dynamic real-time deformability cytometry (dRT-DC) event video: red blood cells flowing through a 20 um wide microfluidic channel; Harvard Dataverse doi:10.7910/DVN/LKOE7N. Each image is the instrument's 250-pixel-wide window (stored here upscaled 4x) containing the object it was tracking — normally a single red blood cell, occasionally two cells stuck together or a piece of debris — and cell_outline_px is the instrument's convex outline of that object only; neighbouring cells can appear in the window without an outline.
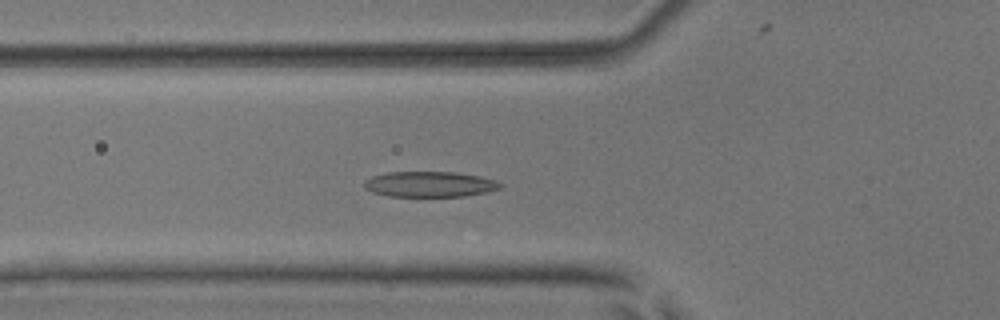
{"species": "common noctule bat (a hibernating species)", "species_latin": "Nyctalus noctula", "temperature_condition": "room temperature", "stored_images_in_passage": 53, "camera_frame_rate_fps": 3000, "um_per_image_px": 0.085, "animal": {"sex": "male", "body_mass_g": 17.9, "forearm_length_mm": 54.2}, "frame": {"image": 1, "passage_image": 18, "time_ms": 5.667, "image_size_px": [1000, 320], "cell_outline_px": [[504, 184], [500, 188], [488, 192], [464, 196], [388, 196], [372, 192], [364, 188], [364, 180], [372, 176], [388, 172], [456, 172], [480, 176], [496, 180]], "centroid_in_image_um": [36.54, 15.65], "position_along_channel_um": 89.3, "area_um2": 20.35}}
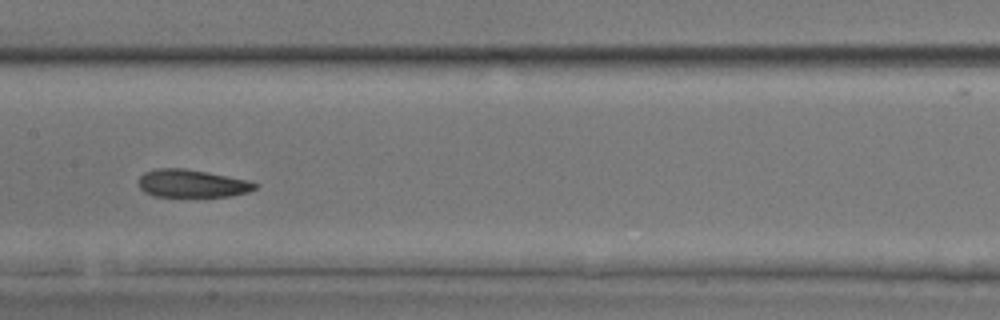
{"frame": {"image": 2, "passage_image": 26, "time_ms": 8.333, "image_size_px": [1000, 320], "cell_outline_px": [[260, 184], [256, 188], [248, 192], [228, 196], [152, 196], [144, 192], [140, 188], [140, 176], [144, 172], [156, 168], [184, 168], [208, 172], [248, 180]], "centroid_in_image_um": [16.32, 15.59], "position_along_channel_um": 191.1, "area_um2": 18.84}}
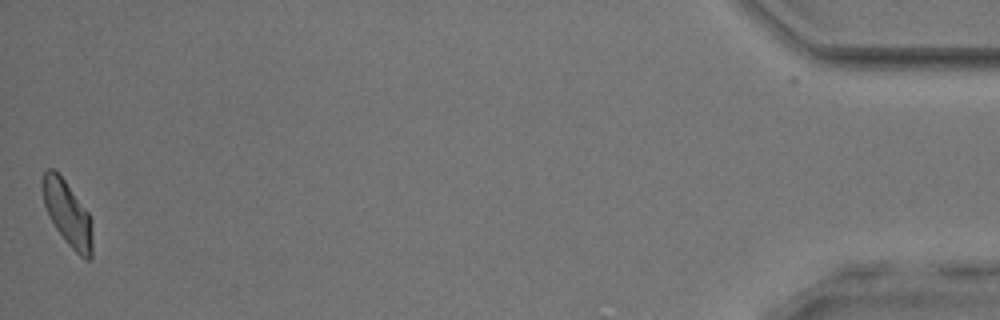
{"frame": {"image": 3, "passage_image": 52, "time_ms": 17.0, "image_size_px": [1000, 320], "cell_outline_px": [[92, 256], [88, 260], [84, 260], [68, 244], [56, 228], [48, 216], [44, 204], [40, 188], [40, 180], [44, 172], [48, 168], [52, 168], [64, 180], [88, 212], [92, 220]], "centroid_in_image_um": [5.71, 18.14], "position_along_channel_um": 429.5, "area_um2": 18.96}, "authors_computed_cell_mechanics": {"area_um2": 19.7676, "velocity_mm_per_s": 3.8217, "shape_relaxation_time_tau1_ms": 6.2501, "shape_relaxation_time_tau2_ms": 2.4245, "deformation_change_tau1": 0.1715, "deformation_change_tau2": 0.1013}}